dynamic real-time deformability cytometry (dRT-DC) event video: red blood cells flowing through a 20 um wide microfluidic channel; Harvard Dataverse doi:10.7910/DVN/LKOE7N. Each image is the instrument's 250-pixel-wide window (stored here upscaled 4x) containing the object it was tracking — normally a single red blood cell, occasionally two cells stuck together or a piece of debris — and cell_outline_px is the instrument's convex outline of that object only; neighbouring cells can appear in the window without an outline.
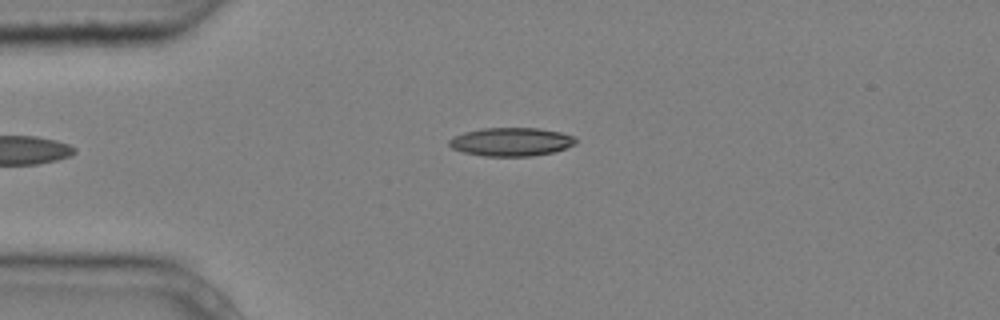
{"species": "common noctule bat (a hibernating species)", "species_latin": "Nyctalus noctula", "temperature_condition": "cold", "stored_images_in_passage": 3, "camera_frame_rate_fps": 3000, "um_per_image_px": 0.085, "animal": {"sex": "male", "body_mass_g": 20.4}, "frame": {"image": 1, "passage_image": 3, "time_ms": 0.667, "image_size_px": [1000, 320], "cell_outline_px": [[576, 144], [552, 152], [532, 156], [484, 156], [464, 152], [452, 148], [448, 144], [448, 140], [452, 136], [464, 132], [484, 128], [540, 128], [560, 132], [572, 136], [576, 140]], "centroid_in_image_um": [43.41, 12.05], "position_along_channel_um": 41.6, "area_um2": 20.92}}